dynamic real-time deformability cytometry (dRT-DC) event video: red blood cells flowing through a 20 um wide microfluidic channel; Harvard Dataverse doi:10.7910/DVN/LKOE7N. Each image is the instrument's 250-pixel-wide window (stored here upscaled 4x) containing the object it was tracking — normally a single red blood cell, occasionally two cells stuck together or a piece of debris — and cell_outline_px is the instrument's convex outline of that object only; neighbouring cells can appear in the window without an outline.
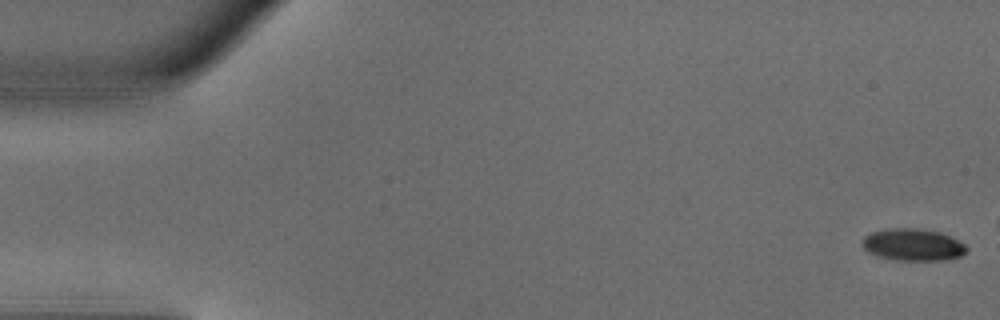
{"species": "common noctule bat (a hibernating species)", "species_latin": "Nyctalus noctula", "temperature_condition": "warm", "stored_images_in_passage": 15, "camera_frame_rate_fps": 3000, "um_per_image_px": 0.085, "animal": {"sex": "male", "body_mass_g": 18.8}, "frame": {"image": 1, "passage_image": 1, "time_ms": 0.0, "image_size_px": [1000, 320], "cell_outline_px": [[968, 248], [960, 256], [944, 260], [896, 260], [876, 256], [868, 252], [860, 244], [860, 240], [864, 236], [872, 232], [888, 228], [916, 228], [940, 232], [964, 244]], "centroid_in_image_um": [77.53, 20.8], "position_along_channel_um": 7.5, "area_um2": 19.48}}